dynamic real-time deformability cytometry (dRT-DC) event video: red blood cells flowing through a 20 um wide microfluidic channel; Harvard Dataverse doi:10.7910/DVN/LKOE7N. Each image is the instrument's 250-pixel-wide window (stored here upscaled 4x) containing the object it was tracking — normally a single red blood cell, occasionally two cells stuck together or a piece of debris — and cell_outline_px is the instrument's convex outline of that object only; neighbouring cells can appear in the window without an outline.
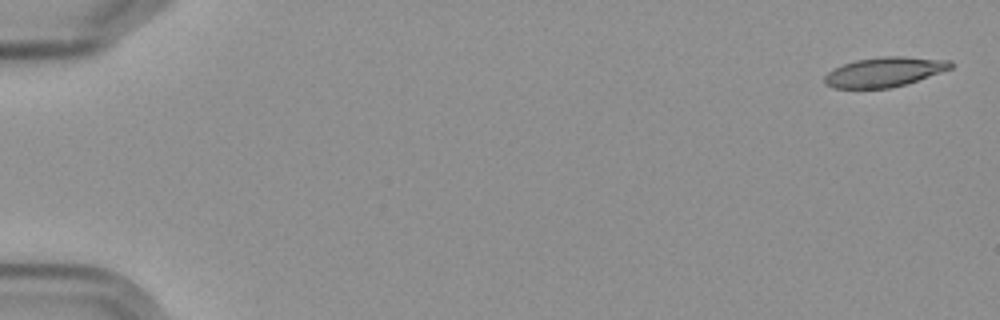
{"species": "Egyptian fruit bat (a non-hibernating species)", "species_latin": "Rousettus aegyptiacus", "temperature_condition": "cold", "stored_images_in_passage": 6, "camera_frame_rate_fps": 3000, "um_per_image_px": 0.085, "frame": {"image": 1, "passage_image": 1, "time_ms": 0.0, "image_size_px": [1000, 320], "cell_outline_px": [[952, 68], [904, 84], [888, 88], [832, 88], [824, 84], [824, 76], [832, 68], [856, 60], [880, 56], [904, 56], [952, 60]], "centroid_in_image_um": [75.13, 6.1], "position_along_channel_um": 9.9, "area_um2": 21.73}}